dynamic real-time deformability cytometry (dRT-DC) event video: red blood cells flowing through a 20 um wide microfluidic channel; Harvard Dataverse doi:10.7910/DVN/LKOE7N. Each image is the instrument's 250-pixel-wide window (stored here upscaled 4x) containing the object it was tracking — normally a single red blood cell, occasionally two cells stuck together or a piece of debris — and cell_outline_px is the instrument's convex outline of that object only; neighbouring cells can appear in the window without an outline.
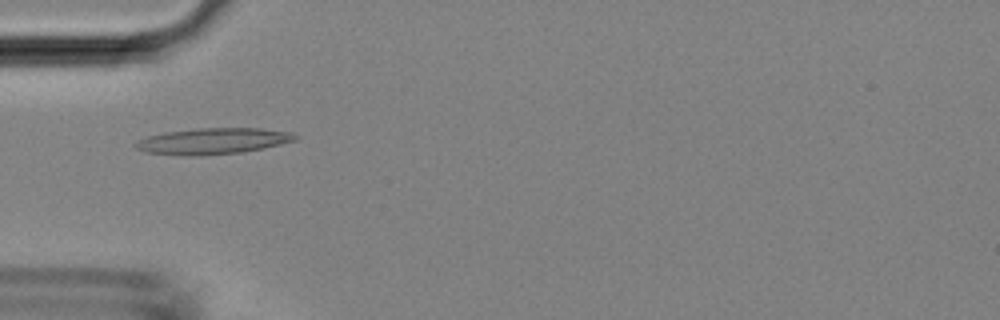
{"species": "Egyptian fruit bat (a non-hibernating species)", "species_latin": "Rousettus aegyptiacus", "temperature_condition": "room temperature", "stored_images_in_passage": 45, "camera_frame_rate_fps": 3000, "um_per_image_px": 0.085, "animal": {"sex": "female"}, "frame": {"image": 1, "passage_image": 14, "time_ms": 4.333, "image_size_px": [1000, 320], "cell_outline_px": [[300, 136], [296, 140], [264, 148], [244, 152], [200, 156], [184, 156], [144, 152], [136, 148], [132, 144], [136, 140], [148, 136], [164, 132], [196, 128], [260, 128], [292, 132]], "centroid_in_image_um": [18.08, 12.0], "position_along_channel_um": 66.9, "area_um2": 24.74}}
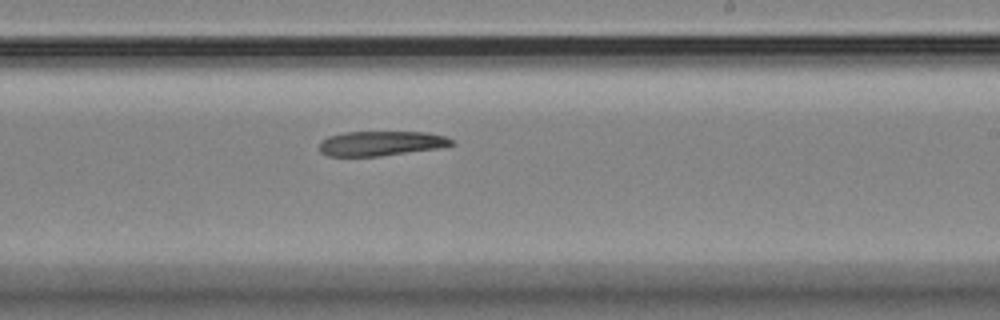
{"frame": {"image": 2, "passage_image": 27, "time_ms": 8.667, "image_size_px": [1000, 320], "cell_outline_px": [[456, 144], [440, 148], [380, 156], [328, 156], [320, 152], [320, 140], [328, 136], [344, 132], [428, 132], [444, 136], [456, 140]], "centroid_in_image_um": [32.42, 12.18], "position_along_channel_um": 256.6, "area_um2": 19.25}}
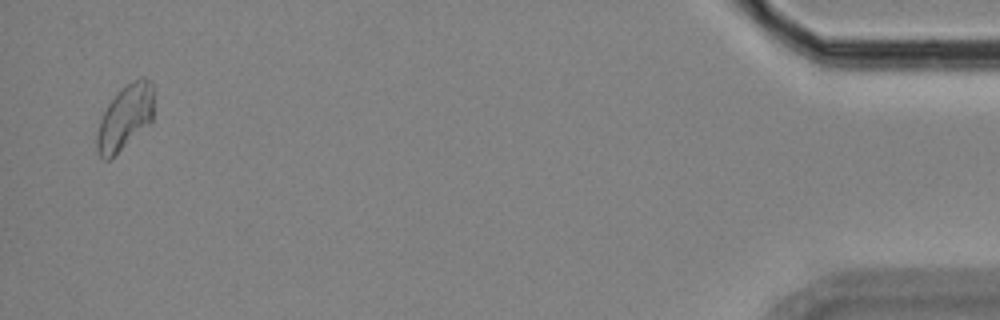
{"frame": {"image": 3, "passage_image": 44, "time_ms": 14.333, "image_size_px": [1000, 320], "cell_outline_px": [[152, 120], [148, 124], [108, 160], [100, 160], [96, 152], [96, 132], [100, 120], [108, 104], [120, 88], [140, 76], [144, 76], [148, 80], [152, 88]], "centroid_in_image_um": [10.57, 9.98], "position_along_channel_um": 424.6, "area_um2": 21.15}}